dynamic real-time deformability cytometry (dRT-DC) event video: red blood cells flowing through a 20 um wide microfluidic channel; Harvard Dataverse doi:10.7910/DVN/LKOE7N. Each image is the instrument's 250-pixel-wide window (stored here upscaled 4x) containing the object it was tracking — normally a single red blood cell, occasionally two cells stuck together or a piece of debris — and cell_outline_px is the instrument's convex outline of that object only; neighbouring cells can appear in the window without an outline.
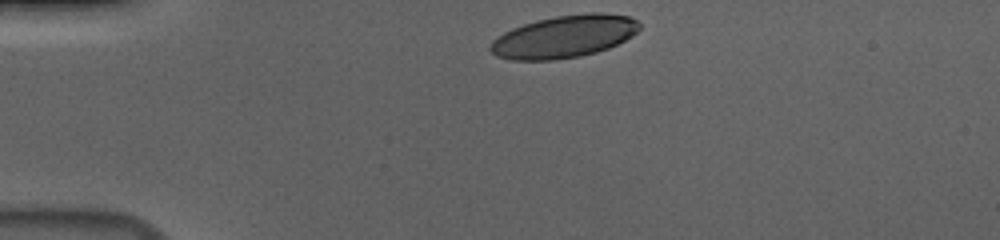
{"species": "human", "species_latin": "Homo sapiens", "temperature_condition": "cold", "stored_images_in_passage": 35, "camera_frame_rate_fps": 3000, "um_per_image_px": 0.085, "donor": {"sex": "male"}, "frame": {"image": 1, "passage_image": 1, "time_ms": 0.0, "image_size_px": [1000, 240], "cell_outline_px": [[640, 28], [632, 36], [608, 48], [596, 52], [580, 56], [552, 60], [512, 60], [496, 56], [488, 48], [492, 40], [504, 32], [512, 28], [536, 20], [556, 16], [588, 12], [600, 12], [628, 16], [636, 20], [640, 24]], "centroid_in_image_um": [47.94, 3.1], "position_along_channel_um": 37.1, "area_um2": 36.82}}
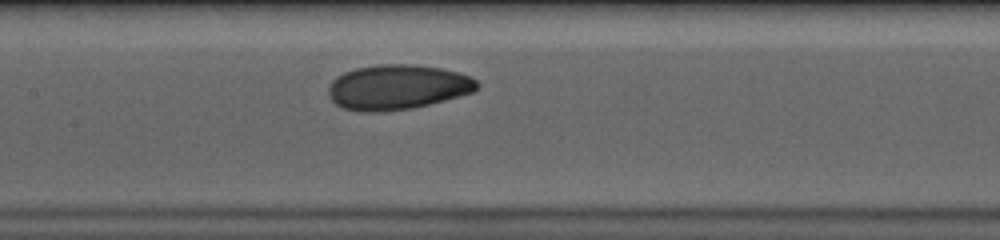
{"frame": {"image": 2, "passage_image": 16, "time_ms": 5.0, "image_size_px": [1000, 240], "cell_outline_px": [[480, 84], [472, 92], [460, 96], [412, 108], [380, 112], [360, 112], [344, 108], [336, 104], [328, 96], [328, 88], [332, 80], [336, 76], [344, 72], [356, 68], [380, 64], [412, 64], [440, 68], [456, 72], [468, 76], [476, 80]], "centroid_in_image_um": [33.74, 7.41], "position_along_channel_um": 173.7, "area_um2": 38.84}}
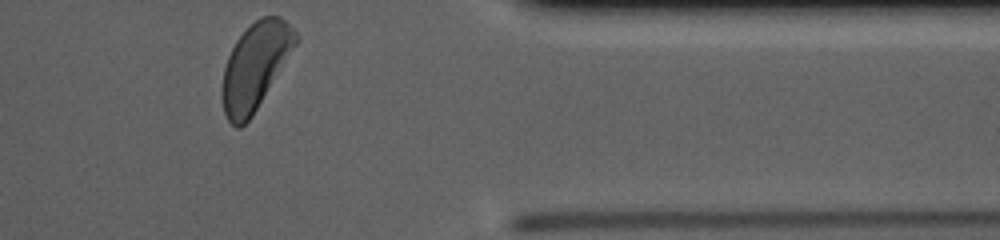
{"frame": {"image": 3, "passage_image": 35, "time_ms": 11.333, "image_size_px": [1000, 240], "cell_outline_px": [[300, 40], [252, 116], [240, 128], [236, 128], [228, 120], [224, 112], [220, 96], [224, 68], [228, 56], [236, 40], [260, 16], [280, 16], [296, 32]], "centroid_in_image_um": [21.69, 5.64], "position_along_channel_um": 389.7, "area_um2": 36.93}, "authors_computed_cell_mechanics": {"area_um2": 37.859, "velocity_mm_per_s": 3.665, "shape_relaxation_time_tau1_ms": 4.2599, "shape_relaxation_time_tau2_ms": 4.485, "deformation_change_tau1": 0.1407, "deformation_change_tau2": 0.0885}}